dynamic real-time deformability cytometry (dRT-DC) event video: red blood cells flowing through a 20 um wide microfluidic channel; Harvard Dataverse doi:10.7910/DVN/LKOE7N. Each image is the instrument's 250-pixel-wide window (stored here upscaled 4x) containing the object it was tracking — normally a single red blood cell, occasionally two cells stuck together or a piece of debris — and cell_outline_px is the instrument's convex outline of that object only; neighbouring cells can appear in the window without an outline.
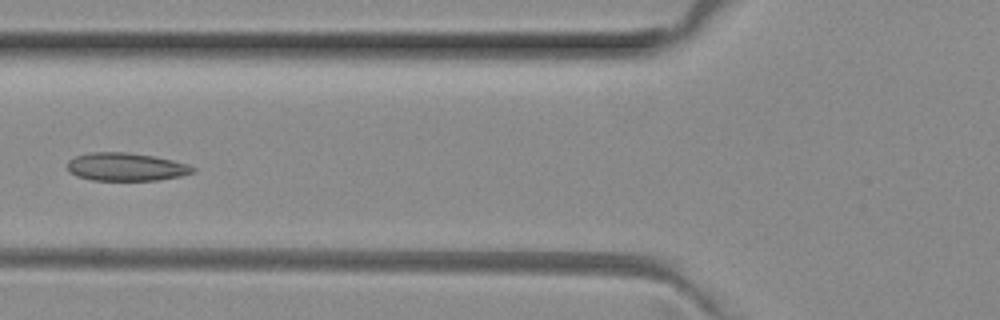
{"species": "common noctule bat (a hibernating species)", "species_latin": "Nyctalus noctula", "temperature_condition": "room temperature", "stored_images_in_passage": 5, "camera_frame_rate_fps": 3000, "um_per_image_px": 0.085, "animal": {"sex": "female", "body_mass_g": 29.2, "forearm_length_mm": 56.3}, "frame": {"image": 1, "passage_image": 4, "time_ms": 1.0, "image_size_px": [1000, 320], "cell_outline_px": [[196, 172], [180, 176], [160, 180], [92, 180], [76, 176], [68, 172], [68, 160], [76, 156], [92, 152], [128, 152], [156, 156], [188, 164], [196, 168]], "centroid_in_image_um": [10.73, 14.18], "position_along_channel_um": 115.1, "area_um2": 20.69}}
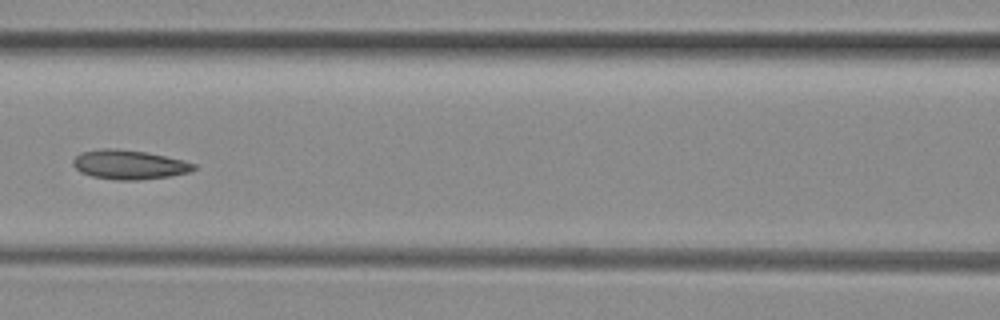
{"frame": {"image": 2, "passage_image": 5, "time_ms": 1.333, "image_size_px": [1000, 320], "cell_outline_px": [[196, 168], [192, 172], [172, 176], [140, 180], [116, 180], [92, 176], [80, 172], [72, 164], [72, 160], [80, 152], [100, 148], [116, 148], [144, 152], [164, 156], [196, 164]], "centroid_in_image_um": [10.96, 14.0], "position_along_channel_um": 155.6, "area_um2": 20.69}}